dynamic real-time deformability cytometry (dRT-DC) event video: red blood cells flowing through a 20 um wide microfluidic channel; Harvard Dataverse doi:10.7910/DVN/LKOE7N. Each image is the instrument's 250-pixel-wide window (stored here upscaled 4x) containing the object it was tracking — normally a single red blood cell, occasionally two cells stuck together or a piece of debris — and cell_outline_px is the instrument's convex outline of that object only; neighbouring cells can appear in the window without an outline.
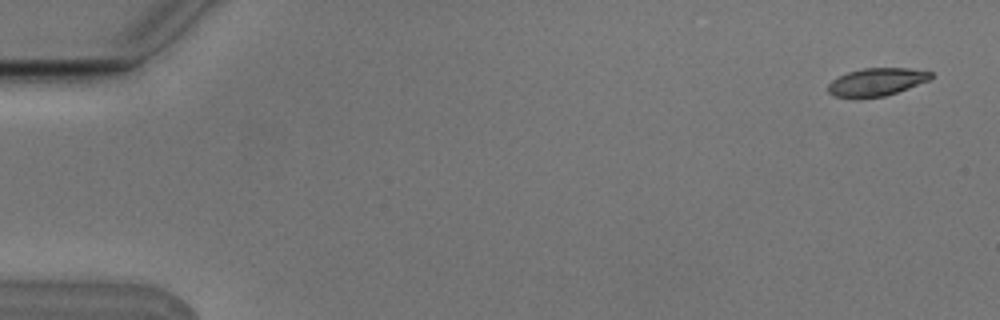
{"species": "Egyptian fruit bat (a non-hibernating species)", "species_latin": "Rousettus aegyptiacus", "temperature_condition": "cold", "stored_images_in_passage": 4, "camera_frame_rate_fps": 3000, "um_per_image_px": 0.085, "animal": {"sex": "male"}, "frame": {"image": 1, "passage_image": 1, "time_ms": 0.0, "image_size_px": [1000, 320], "cell_outline_px": [[932, 76], [928, 80], [908, 88], [884, 96], [856, 100], [836, 96], [828, 92], [828, 84], [832, 80], [848, 72], [864, 68], [908, 68], [932, 72]], "centroid_in_image_um": [74.46, 6.99], "position_along_channel_um": 10.5, "area_um2": 16.76}}
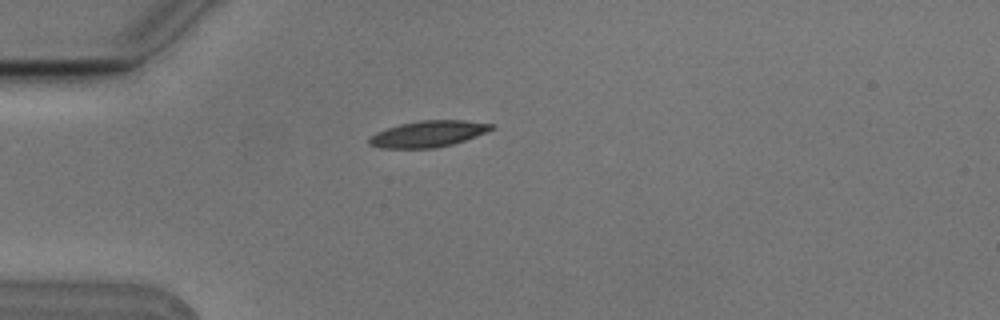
{"frame": {"image": 2, "passage_image": 4, "time_ms": 1.0, "image_size_px": [1000, 320], "cell_outline_px": [[492, 128], [476, 136], [452, 144], [436, 148], [380, 148], [368, 144], [368, 140], [376, 132], [400, 124], [420, 120], [464, 120], [492, 124]], "centroid_in_image_um": [36.35, 11.38], "position_along_channel_um": 48.7, "area_um2": 18.44}}